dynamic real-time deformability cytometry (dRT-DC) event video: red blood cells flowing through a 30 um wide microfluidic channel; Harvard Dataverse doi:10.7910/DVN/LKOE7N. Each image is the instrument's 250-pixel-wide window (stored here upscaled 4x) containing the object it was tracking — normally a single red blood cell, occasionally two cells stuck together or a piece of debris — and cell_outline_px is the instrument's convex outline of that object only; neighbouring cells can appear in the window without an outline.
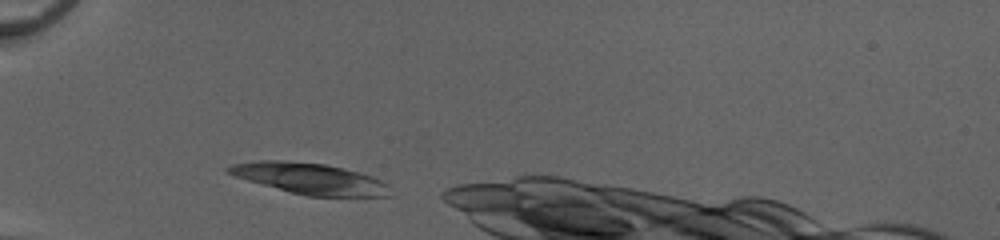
{"species": "common noctule bat (a hibernating species)", "species_latin": "Nyctalus noctula", "temperature_condition": "cold", "stored_images_in_passage": 26, "camera_frame_rate_fps": 3000, "um_per_image_px": 0.085, "animal": {"sex": "female", "body_mass_g": 20.0, "forearm_length_mm": 54.0}, "frame": {"image": 1, "passage_image": 1, "time_ms": 0.0, "image_size_px": [1000, 240], "cell_outline_px": [[388, 196], [308, 196], [292, 192], [248, 180], [236, 176], [228, 172], [224, 168], [232, 164], [260, 160], [280, 160], [324, 164], [372, 176], [388, 184]], "centroid_in_image_um": [26.31, 15.17], "position_along_channel_um": 58.7, "area_um2": 28.5}}
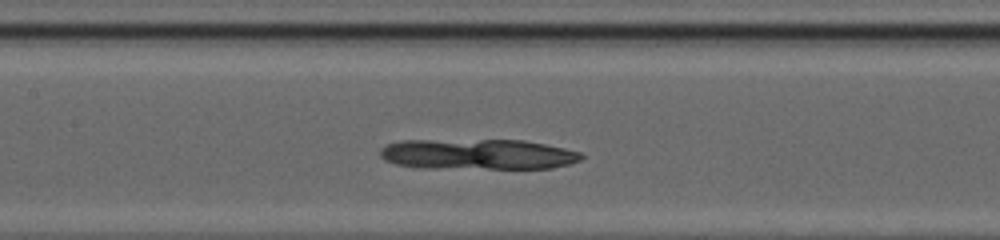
{"frame": {"image": 2, "passage_image": 10, "time_ms": 3.0, "image_size_px": [1000, 240], "cell_outline_px": [[584, 156], [580, 160], [568, 164], [552, 168], [420, 168], [396, 164], [384, 160], [380, 156], [380, 148], [388, 144], [400, 140], [524, 140], [564, 148], [580, 152]], "centroid_in_image_um": [40.58, 13.11], "position_along_channel_um": 166.8, "area_um2": 35.84}}
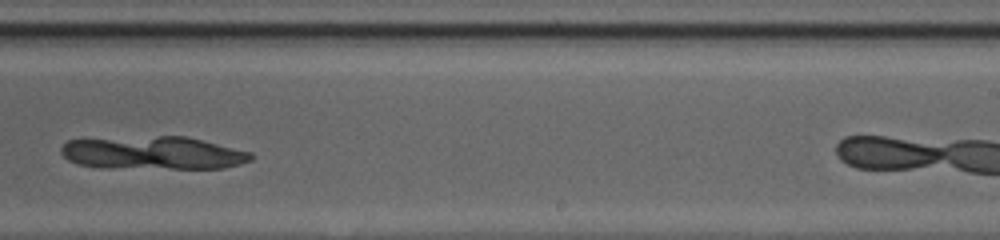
{"frame": {"image": 3, "passage_image": 18, "time_ms": 5.667, "image_size_px": [1000, 240], "cell_outline_px": [[252, 160], [240, 164], [224, 168], [100, 168], [76, 164], [68, 160], [60, 152], [60, 148], [68, 140], [160, 136], [184, 136], [252, 152]], "centroid_in_image_um": [12.99, 13.01], "position_along_channel_um": 276.0, "area_um2": 36.53}}